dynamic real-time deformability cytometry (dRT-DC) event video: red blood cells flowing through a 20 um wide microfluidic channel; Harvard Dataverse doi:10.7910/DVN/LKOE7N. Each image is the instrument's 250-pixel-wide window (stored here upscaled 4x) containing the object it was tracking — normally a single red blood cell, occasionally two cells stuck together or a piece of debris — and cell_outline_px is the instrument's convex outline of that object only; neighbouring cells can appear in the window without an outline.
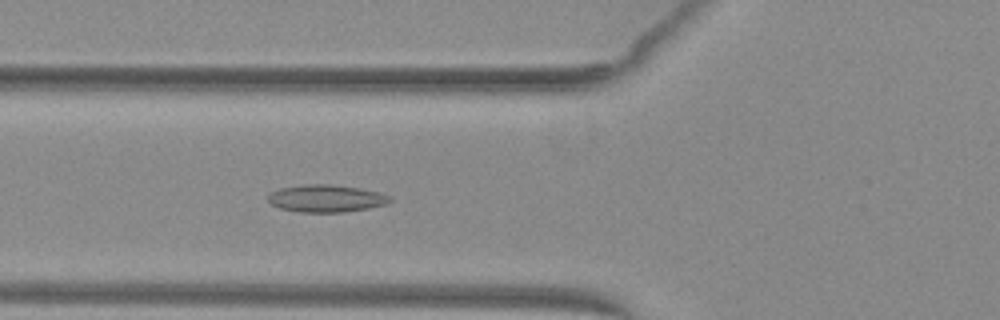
{"species": "common noctule bat (a hibernating species)", "species_latin": "Nyctalus noctula", "temperature_condition": "warm", "stored_images_in_passage": 44, "camera_frame_rate_fps": 3000, "um_per_image_px": 0.085, "animal": {"sex": "female", "body_mass_g": 29.2, "forearm_length_mm": 56.3}, "frame": {"image": 1, "passage_image": 13, "time_ms": 4.0, "image_size_px": [1000, 320], "cell_outline_px": [[392, 200], [388, 204], [348, 212], [300, 212], [280, 208], [272, 204], [268, 200], [268, 192], [280, 188], [304, 184], [328, 184], [360, 188], [380, 192], [392, 196]], "centroid_in_image_um": [27.75, 16.86], "position_along_channel_um": 98.1, "area_um2": 19.65}}
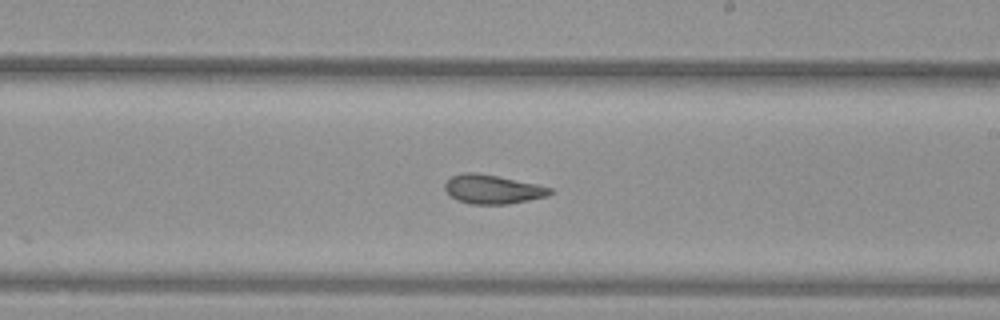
{"frame": {"image": 2, "passage_image": 24, "time_ms": 7.667, "image_size_px": [1000, 320], "cell_outline_px": [[552, 192], [548, 196], [508, 204], [472, 204], [456, 200], [444, 188], [444, 184], [452, 176], [464, 172], [476, 172], [536, 184], [552, 188]], "centroid_in_image_um": [41.86, 16.09], "position_along_channel_um": 247.1, "area_um2": 17.57}}
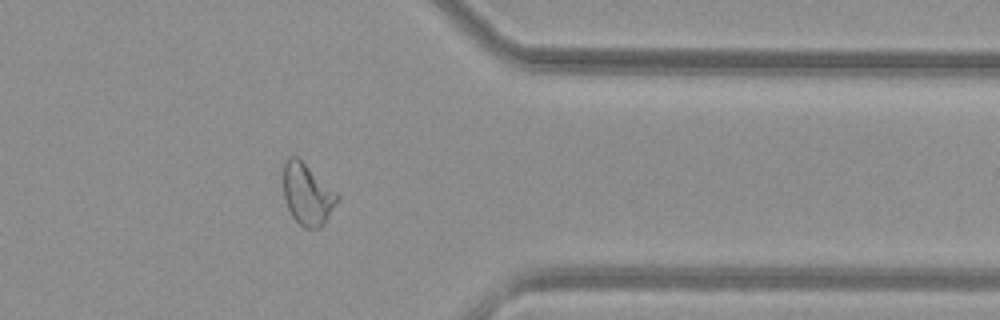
{"frame": {"image": 3, "passage_image": 35, "time_ms": 11.333, "image_size_px": [1000, 320], "cell_outline_px": [[340, 200], [324, 224], [320, 228], [304, 228], [292, 216], [288, 208], [284, 196], [284, 160], [288, 156], [296, 156], [336, 192], [340, 196]], "centroid_in_image_um": [26.14, 16.53], "position_along_channel_um": 385.3, "area_um2": 19.13}, "authors_computed_cell_mechanics": {"area_um2": 19.2474, "velocity_mm_per_s": 4.0566, "shape_relaxation_time_tau1_ms": null, "shape_relaxation_time_tau2_ms": 1.9867, "deformation_change_tau1": null, "deformation_change_tau2": 0.095}}